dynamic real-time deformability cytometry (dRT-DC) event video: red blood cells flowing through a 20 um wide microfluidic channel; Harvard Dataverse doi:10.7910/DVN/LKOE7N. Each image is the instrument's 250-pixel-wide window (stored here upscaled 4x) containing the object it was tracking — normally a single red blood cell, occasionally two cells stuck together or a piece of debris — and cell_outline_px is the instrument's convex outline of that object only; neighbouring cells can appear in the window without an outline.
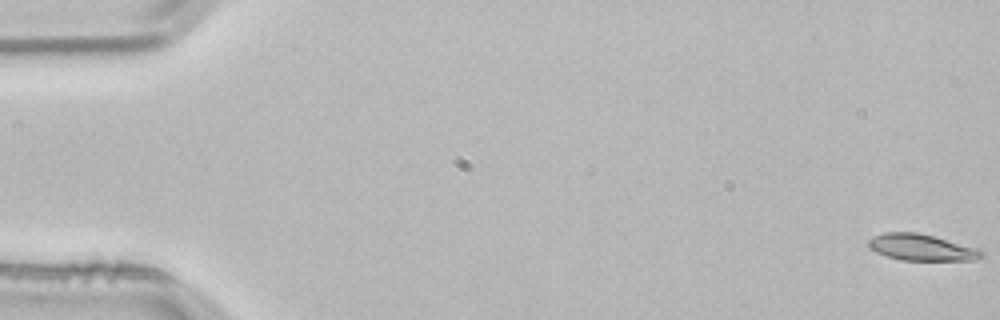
{"species": "common noctule bat (a hibernating species)", "species_latin": "Nyctalus noctula", "temperature_condition": "room temperature", "stored_images_in_passage": 4, "camera_frame_rate_fps": 3000, "um_per_image_px": 0.085, "animal": {"sex": "male", "body_mass_g": 21.5, "forearm_length_mm": 52.0}, "frame": {"image": 1, "passage_image": 1, "time_ms": 0.0, "image_size_px": [1000, 320], "cell_outline_px": [[984, 256], [976, 260], [900, 260], [876, 252], [868, 248], [868, 240], [872, 236], [884, 232], [916, 232], [932, 236], [972, 248], [984, 252]], "centroid_in_image_um": [78.23, 21.03], "position_along_channel_um": 6.8, "area_um2": 17.05}}
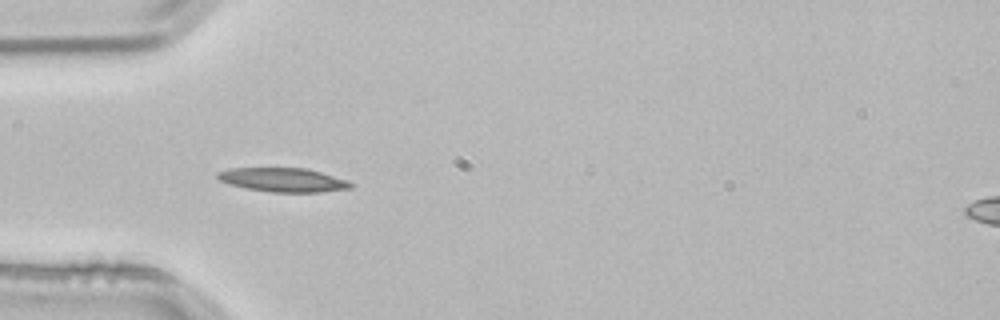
{"frame": {"image": 2, "passage_image": 4, "time_ms": 1.0, "image_size_px": [1000, 320], "cell_outline_px": [[356, 184], [352, 188], [320, 192], [268, 192], [228, 184], [220, 180], [216, 176], [216, 172], [228, 168], [304, 168], [320, 172], [348, 180]], "centroid_in_image_um": [24.07, 15.29], "position_along_channel_um": 60.9, "area_um2": 18.67}}